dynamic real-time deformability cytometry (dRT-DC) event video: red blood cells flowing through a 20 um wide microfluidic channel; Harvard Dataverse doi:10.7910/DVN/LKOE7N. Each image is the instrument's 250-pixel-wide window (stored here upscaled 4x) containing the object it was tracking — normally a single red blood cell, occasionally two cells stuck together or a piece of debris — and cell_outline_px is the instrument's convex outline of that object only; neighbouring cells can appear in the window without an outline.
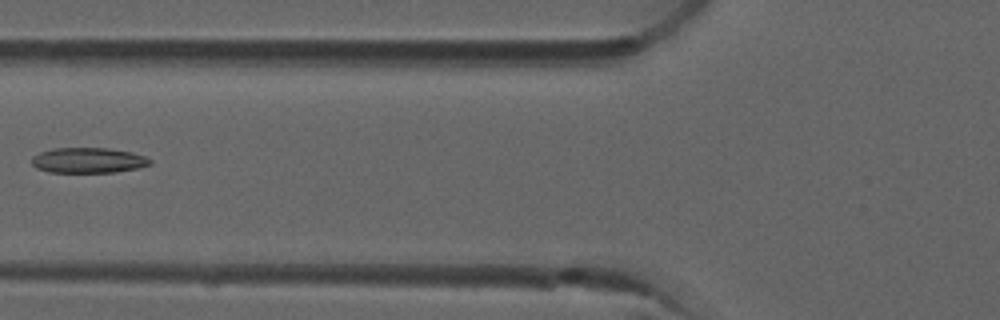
{"species": "common noctule bat (a hibernating species)", "species_latin": "Nyctalus noctula", "temperature_condition": "room temperature", "stored_images_in_passage": 6, "camera_frame_rate_fps": 3000, "um_per_image_px": 0.085, "animal": {"sex": "male", "forearm_length_mm": 52.5}, "frame": {"image": 1, "passage_image": 6, "time_ms": 1.667, "image_size_px": [1000, 320], "cell_outline_px": [[152, 164], [136, 168], [116, 172], [48, 172], [36, 168], [32, 164], [32, 156], [40, 152], [52, 148], [108, 148], [132, 152], [144, 156], [152, 160]], "centroid_in_image_um": [7.49, 13.62], "position_along_channel_um": 118.3, "area_um2": 17.51}}